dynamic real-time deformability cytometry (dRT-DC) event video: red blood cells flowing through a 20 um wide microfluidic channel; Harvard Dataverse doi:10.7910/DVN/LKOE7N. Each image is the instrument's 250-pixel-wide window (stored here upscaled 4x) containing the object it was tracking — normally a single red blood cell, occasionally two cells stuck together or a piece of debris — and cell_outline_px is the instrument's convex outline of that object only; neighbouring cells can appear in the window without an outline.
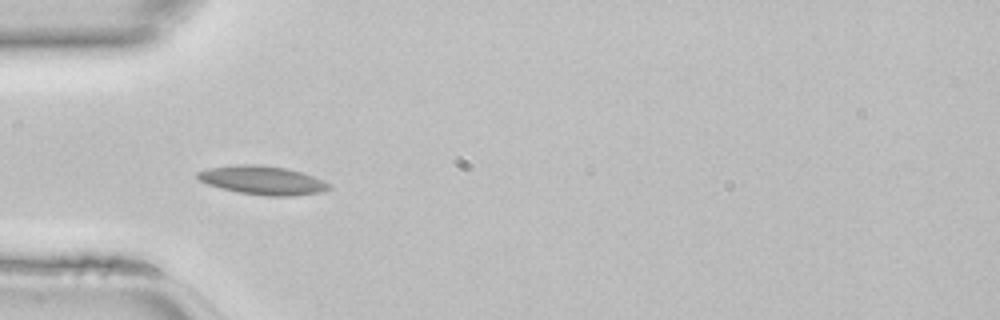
{"species": "common noctule bat (a hibernating species)", "species_latin": "Nyctalus noctula", "temperature_condition": "room temperature", "stored_images_in_passage": 45, "camera_frame_rate_fps": 3000, "um_per_image_px": 0.085, "animal": {"sex": "female", "body_mass_g": 22.7, "forearm_length_mm": 54.2}, "frame": {"image": 1, "passage_image": 14, "time_ms": 4.333, "image_size_px": [1000, 320], "cell_outline_px": [[332, 188], [320, 192], [292, 196], [264, 196], [240, 192], [208, 184], [200, 180], [196, 176], [196, 172], [208, 168], [236, 164], [264, 164], [288, 168], [324, 180], [332, 184]], "centroid_in_image_um": [22.35, 15.31], "position_along_channel_um": 62.6, "area_um2": 22.08}}